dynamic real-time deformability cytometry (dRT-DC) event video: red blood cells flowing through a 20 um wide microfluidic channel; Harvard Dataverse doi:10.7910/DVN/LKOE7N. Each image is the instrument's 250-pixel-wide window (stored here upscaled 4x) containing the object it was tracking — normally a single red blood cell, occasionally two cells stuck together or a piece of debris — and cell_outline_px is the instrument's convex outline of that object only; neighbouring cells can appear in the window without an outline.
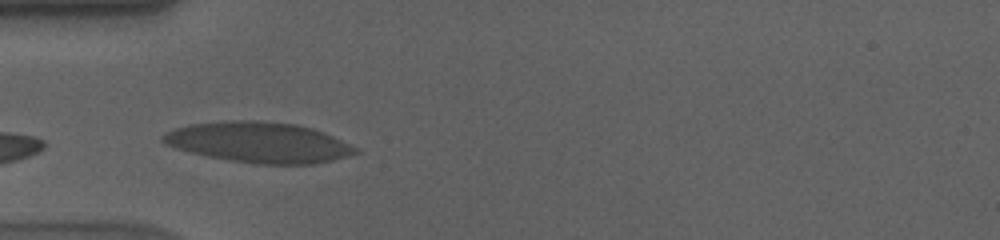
{"species": "human", "species_latin": "Homo sapiens", "temperature_condition": "cold", "stored_images_in_passage": 28, "camera_frame_rate_fps": 3000, "um_per_image_px": 0.085, "donor": {"sex": "male"}, "frame": {"image": 1, "passage_image": 1, "time_ms": 0.0, "image_size_px": [1000, 240], "cell_outline_px": [[360, 152], [348, 156], [332, 160], [312, 164], [252, 164], [228, 160], [208, 156], [176, 148], [164, 144], [160, 140], [160, 136], [164, 132], [188, 124], [228, 120], [260, 120], [296, 124], [312, 128], [324, 132], [360, 148]], "centroid_in_image_um": [22.0, 12.09], "position_along_channel_um": 63.0, "area_um2": 45.89}, "authors_computed_cell_mechanics": {"area_um2": 42.5408, "velocity_mm_per_s": 3.3571, "shape_relaxation_time_tau1_ms": 1.6881, "shape_relaxation_time_tau2_ms": 7.5716, "deformation_change_tau1": 0.084, "deformation_change_tau2": 0.1061}}